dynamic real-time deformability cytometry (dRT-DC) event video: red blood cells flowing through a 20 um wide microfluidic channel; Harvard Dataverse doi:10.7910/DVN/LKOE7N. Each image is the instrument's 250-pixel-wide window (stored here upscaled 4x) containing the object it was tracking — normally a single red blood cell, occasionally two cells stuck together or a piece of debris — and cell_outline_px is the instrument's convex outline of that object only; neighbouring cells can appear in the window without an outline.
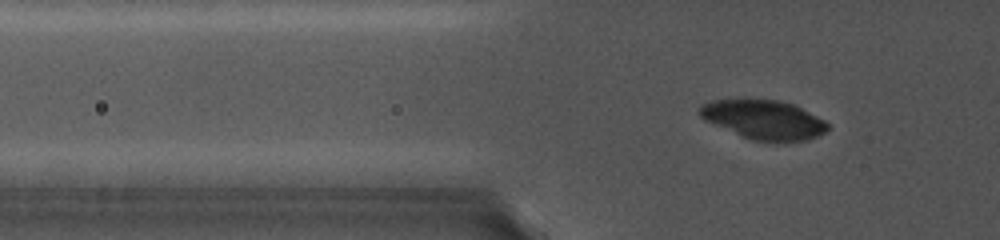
{"species": "common noctule bat (a hibernating species)", "species_latin": "Nyctalus noctula", "temperature_condition": "cold", "stored_images_in_passage": 30, "camera_frame_rate_fps": 5000, "um_per_image_px": 0.085, "animal": {"sex": "female", "body_mass_g": 19.0, "forearm_length_mm": 56.7}, "frame": {"image": 1, "passage_image": 2, "time_ms": 0.4, "image_size_px": [1000, 240], "cell_outline_px": [[828, 128], [824, 132], [816, 136], [804, 140], [752, 140], [740, 136], [704, 120], [696, 112], [700, 104], [708, 100], [780, 100], [792, 104], [824, 120], [828, 124]], "centroid_in_image_um": [64.82, 10.15], "position_along_channel_um": 61.0, "area_um2": 28.73}}
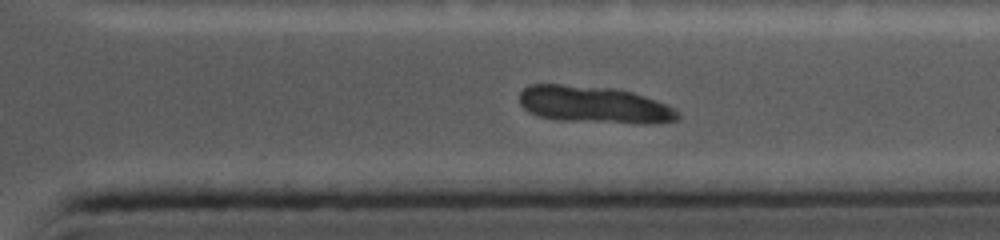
{"frame": {"image": 2, "passage_image": 24, "time_ms": 8.8, "image_size_px": [1000, 240], "cell_outline_px": [[680, 120], [656, 124], [632, 124], [556, 120], [540, 116], [528, 112], [520, 104], [520, 92], [524, 88], [532, 84], [560, 84], [616, 88], [632, 92], [668, 104], [676, 108], [680, 112]], "centroid_in_image_um": [50.57, 8.92], "position_along_channel_um": 360.8, "area_um2": 34.85}}
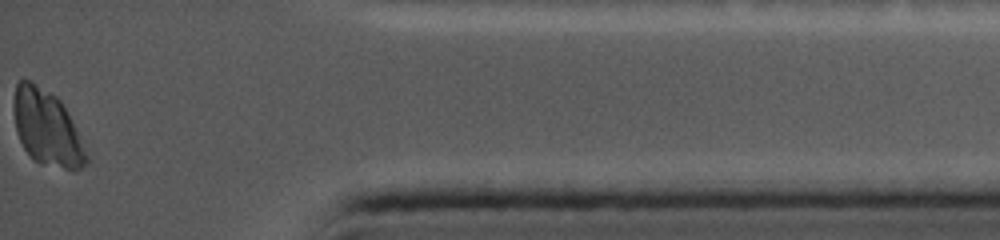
{"frame": {"image": 3, "passage_image": 30, "time_ms": 11.2, "image_size_px": [1000, 240], "cell_outline_px": [[88, 164], [76, 172], [40, 164], [32, 160], [24, 148], [16, 132], [12, 108], [12, 104], [16, 84], [20, 80], [32, 80], [56, 96], [60, 100], [88, 156]], "centroid_in_image_um": [3.94, 10.91], "position_along_channel_um": 431.3, "area_um2": 32.08}}